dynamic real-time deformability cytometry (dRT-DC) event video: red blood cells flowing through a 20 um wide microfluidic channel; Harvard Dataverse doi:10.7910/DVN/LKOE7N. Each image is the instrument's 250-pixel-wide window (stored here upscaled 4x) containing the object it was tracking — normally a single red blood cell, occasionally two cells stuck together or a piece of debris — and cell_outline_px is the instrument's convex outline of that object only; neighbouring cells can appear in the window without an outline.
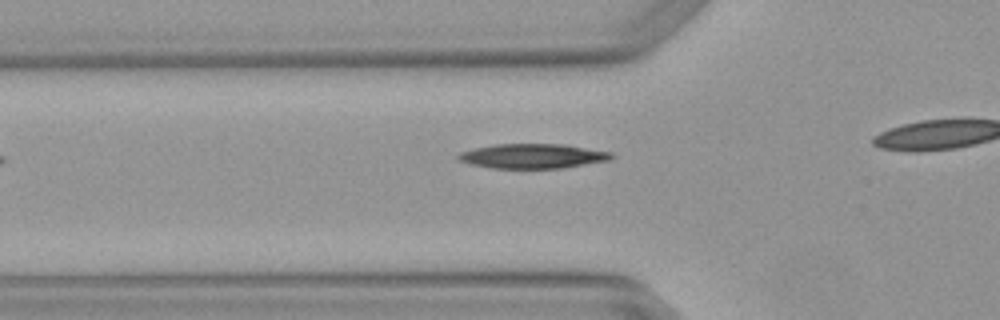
{"species": "Egyptian fruit bat (a non-hibernating species)", "species_latin": "Rousettus aegyptiacus", "temperature_condition": "warm", "stored_images_in_passage": 5, "segment_of_instrument_passage": [1, 2], "camera_frame_rate_fps": 3000, "um_per_image_px": 0.085, "animal": {"sex": "female"}, "frame": {"image": 1, "passage_image": 4, "time_ms": 1.0, "image_size_px": [1000, 320], "cell_outline_px": [[616, 156], [608, 160], [560, 168], [492, 168], [472, 164], [460, 160], [456, 156], [460, 152], [492, 144], [568, 144], [612, 152]], "centroid_in_image_um": [45.31, 13.25], "position_along_channel_um": 80.5, "area_um2": 21.91}}